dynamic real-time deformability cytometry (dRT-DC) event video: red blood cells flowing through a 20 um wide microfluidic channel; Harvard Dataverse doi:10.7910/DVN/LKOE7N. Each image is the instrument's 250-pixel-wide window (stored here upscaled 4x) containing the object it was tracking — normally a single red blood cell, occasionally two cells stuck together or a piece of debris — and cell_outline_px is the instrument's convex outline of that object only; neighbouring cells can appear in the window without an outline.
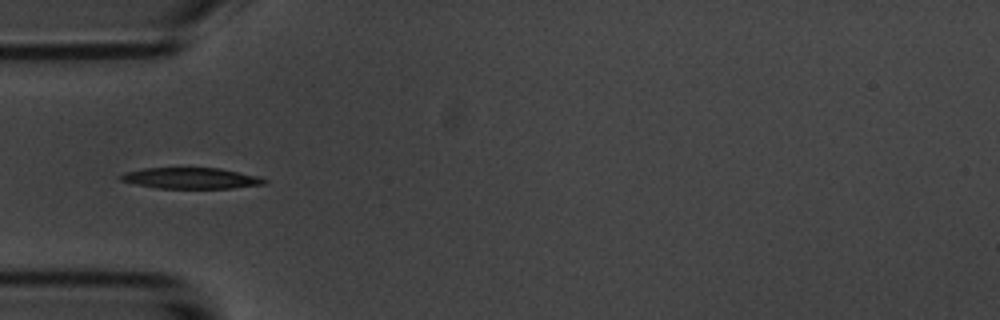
{"species": "common noctule bat (a hibernating species)", "species_latin": "Nyctalus noctula", "temperature_condition": "room temperature", "stored_images_in_passage": 7, "camera_frame_rate_fps": 3000, "um_per_image_px": 0.085, "animal": {"sex": "male", "body_mass_g": 20.1, "forearm_length_mm": 53.5}, "frame": {"image": 1, "passage_image": 5, "time_ms": 4.667, "image_size_px": [1000, 320], "cell_outline_px": [[268, 184], [232, 188], [156, 188], [136, 184], [120, 180], [116, 176], [124, 172], [144, 168], [220, 168], [260, 176], [268, 180]], "centroid_in_image_um": [16.25, 15.14], "position_along_channel_um": 68.8, "area_um2": 17.8}}
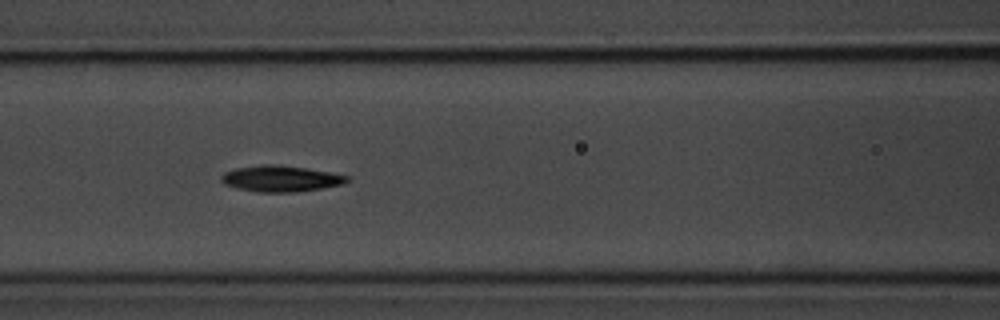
{"frame": {"image": 2, "passage_image": 7, "time_ms": 6.667, "image_size_px": [1000, 320], "cell_outline_px": [[348, 180], [344, 184], [296, 192], [256, 192], [236, 188], [224, 184], [220, 180], [220, 176], [224, 172], [236, 168], [264, 164], [276, 164], [304, 168], [328, 172], [348, 176]], "centroid_in_image_um": [23.8, 15.19], "position_along_channel_um": 142.8, "area_um2": 19.02}}